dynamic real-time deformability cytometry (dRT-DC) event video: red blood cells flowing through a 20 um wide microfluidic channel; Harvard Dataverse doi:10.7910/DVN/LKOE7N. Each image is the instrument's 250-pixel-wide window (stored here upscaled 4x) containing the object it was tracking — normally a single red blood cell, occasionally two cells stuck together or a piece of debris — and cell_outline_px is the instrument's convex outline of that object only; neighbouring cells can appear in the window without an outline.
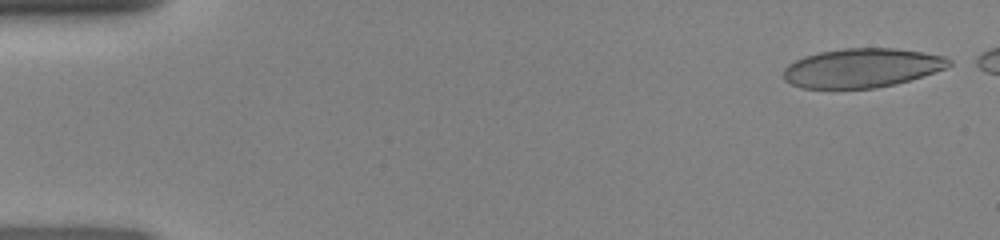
{"species": "human", "species_latin": "Homo sapiens", "temperature_condition": "room temperature", "stored_images_in_passage": 45, "camera_frame_rate_fps": 3000, "um_per_image_px": 0.085, "donor": {"sex": "female"}, "frame": {"image": 1, "passage_image": 2, "time_ms": 0.333, "image_size_px": [1000, 240], "cell_outline_px": [[952, 64], [944, 68], [896, 84], [876, 88], [800, 88], [784, 80], [784, 68], [788, 64], [804, 56], [820, 52], [844, 48], [896, 48], [924, 52], [944, 56], [952, 60]], "centroid_in_image_um": [73.24, 5.77], "position_along_channel_um": 11.8, "area_um2": 37.57}}
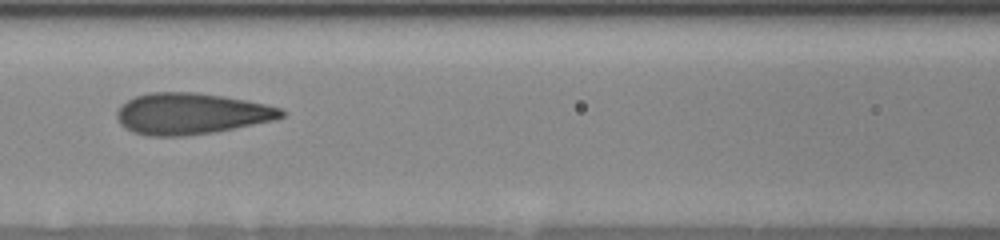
{"frame": {"image": 2, "passage_image": 21, "time_ms": 6.667, "image_size_px": [1000, 240], "cell_outline_px": [[284, 116], [276, 120], [212, 132], [184, 136], [148, 136], [132, 132], [120, 124], [116, 116], [116, 112], [128, 100], [136, 96], [148, 92], [200, 92], [224, 96], [264, 104], [280, 108], [284, 112]], "centroid_in_image_um": [16.23, 9.66], "position_along_channel_um": 150.4, "area_um2": 39.42}}
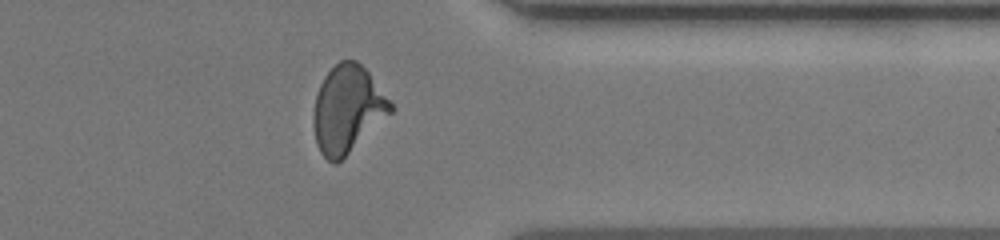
{"frame": {"image": 3, "passage_image": 38, "time_ms": 12.333, "image_size_px": [1000, 240], "cell_outline_px": [[396, 108], [392, 112], [336, 164], [332, 164], [320, 152], [316, 144], [312, 124], [312, 112], [316, 96], [320, 84], [324, 76], [340, 60], [356, 60], [368, 72]], "centroid_in_image_um": [29.51, 9.29], "position_along_channel_um": 381.9, "area_um2": 38.96}}